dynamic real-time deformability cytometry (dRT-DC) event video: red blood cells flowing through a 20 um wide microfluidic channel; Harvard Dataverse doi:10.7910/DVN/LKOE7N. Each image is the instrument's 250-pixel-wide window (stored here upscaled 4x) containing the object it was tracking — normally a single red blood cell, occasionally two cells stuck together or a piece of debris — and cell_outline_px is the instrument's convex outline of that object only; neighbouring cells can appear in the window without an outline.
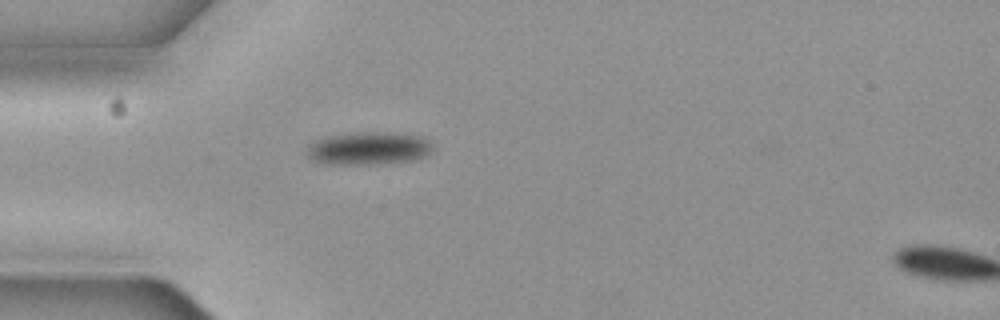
{"species": "common noctule bat (a hibernating species)", "species_latin": "Nyctalus noctula", "temperature_condition": "cold", "stored_images_in_passage": 2, "segment_of_instrument_passage": [1, 2], "camera_frame_rate_fps": 3000, "um_per_image_px": 0.085, "animal": {"sex": "female", "body_mass_g": 19.3, "forearm_length_mm": 54.1}, "frame": {"image": 1, "passage_image": 1, "time_ms": 0.0, "image_size_px": [1000, 320], "cell_outline_px": [[432, 152], [424, 156], [412, 160], [376, 164], [320, 164], [312, 160], [304, 152], [308, 144], [316, 140], [328, 136], [352, 132], [384, 132], [416, 136], [428, 140], [432, 144]], "centroid_in_image_um": [31.24, 12.62], "position_along_channel_um": 53.8, "area_um2": 24.22}}